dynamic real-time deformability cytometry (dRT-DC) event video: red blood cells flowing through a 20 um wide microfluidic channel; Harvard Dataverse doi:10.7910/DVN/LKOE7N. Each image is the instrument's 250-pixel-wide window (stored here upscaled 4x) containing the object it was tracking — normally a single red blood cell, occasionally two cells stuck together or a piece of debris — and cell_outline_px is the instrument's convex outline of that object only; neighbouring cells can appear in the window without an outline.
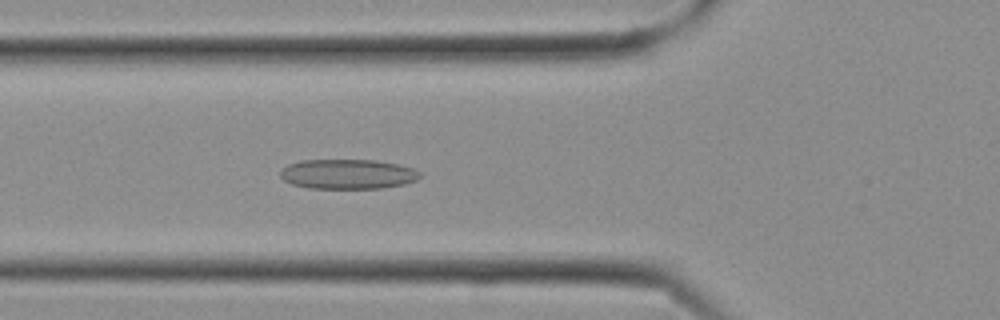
{"species": "Egyptian fruit bat (a non-hibernating species)", "species_latin": "Rousettus aegyptiacus", "temperature_condition": "cold", "stored_images_in_passage": 9, "camera_frame_rate_fps": 3000, "um_per_image_px": 0.085, "frame": {"image": 1, "passage_image": 9, "time_ms": 2.667, "image_size_px": [1000, 320], "cell_outline_px": [[420, 176], [416, 180], [404, 184], [380, 188], [308, 188], [292, 184], [284, 180], [280, 176], [280, 172], [288, 164], [300, 160], [376, 160], [400, 164], [412, 168], [420, 172]], "centroid_in_image_um": [29.56, 14.79], "position_along_channel_um": 96.2, "area_um2": 24.22}}